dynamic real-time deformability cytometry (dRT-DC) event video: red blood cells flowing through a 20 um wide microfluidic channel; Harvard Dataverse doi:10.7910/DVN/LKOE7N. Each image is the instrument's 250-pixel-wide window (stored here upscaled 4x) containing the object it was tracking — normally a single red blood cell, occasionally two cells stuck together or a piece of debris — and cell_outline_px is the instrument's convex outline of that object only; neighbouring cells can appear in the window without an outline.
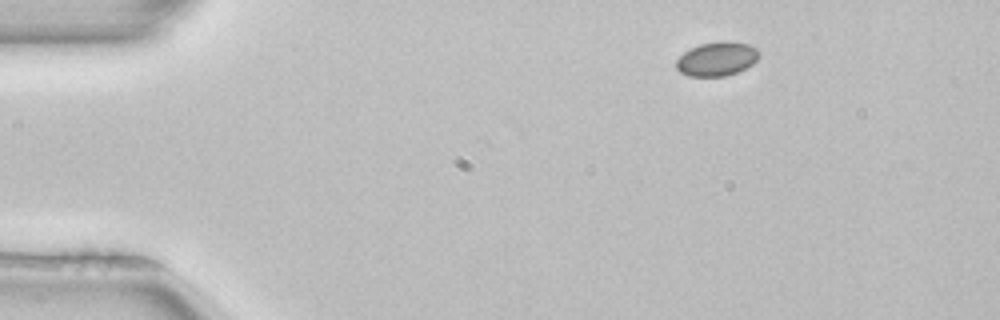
{"species": "common noctule bat (a hibernating species)", "species_latin": "Nyctalus noctula", "temperature_condition": "room temperature", "stored_images_in_passage": 4, "camera_frame_rate_fps": 3000, "um_per_image_px": 0.085, "animal": {"sex": "female", "body_mass_g": 22.7, "forearm_length_mm": 54.2}, "frame": {"image": 1, "passage_image": 1, "time_ms": 0.0, "image_size_px": [1000, 320], "cell_outline_px": [[760, 56], [752, 64], [736, 72], [724, 76], [688, 76], [680, 72], [676, 68], [676, 60], [684, 52], [700, 44], [724, 40], [728, 40], [748, 44], [756, 48], [760, 52]], "centroid_in_image_um": [60.94, 4.99], "position_along_channel_um": 24.1, "area_um2": 16.42}}